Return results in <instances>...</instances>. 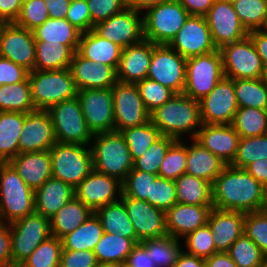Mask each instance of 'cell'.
Masks as SVG:
<instances>
[{
	"label": "cell",
	"mask_w": 267,
	"mask_h": 267,
	"mask_svg": "<svg viewBox=\"0 0 267 267\" xmlns=\"http://www.w3.org/2000/svg\"><path fill=\"white\" fill-rule=\"evenodd\" d=\"M263 186L245 169L227 165L212 184L213 207L251 213L258 211Z\"/></svg>",
	"instance_id": "6da1fadb"
},
{
	"label": "cell",
	"mask_w": 267,
	"mask_h": 267,
	"mask_svg": "<svg viewBox=\"0 0 267 267\" xmlns=\"http://www.w3.org/2000/svg\"><path fill=\"white\" fill-rule=\"evenodd\" d=\"M151 122L161 135L181 140L183 134L195 139L202 122L200 103L184 93L175 94L169 101L150 114ZM191 132V133H190Z\"/></svg>",
	"instance_id": "7a4b0ae2"
},
{
	"label": "cell",
	"mask_w": 267,
	"mask_h": 267,
	"mask_svg": "<svg viewBox=\"0 0 267 267\" xmlns=\"http://www.w3.org/2000/svg\"><path fill=\"white\" fill-rule=\"evenodd\" d=\"M92 140L93 169L123 182L133 168L123 135L117 131L105 132L93 135Z\"/></svg>",
	"instance_id": "3957f363"
},
{
	"label": "cell",
	"mask_w": 267,
	"mask_h": 267,
	"mask_svg": "<svg viewBox=\"0 0 267 267\" xmlns=\"http://www.w3.org/2000/svg\"><path fill=\"white\" fill-rule=\"evenodd\" d=\"M34 212V190L8 162L0 163V220L10 224Z\"/></svg>",
	"instance_id": "277c9868"
},
{
	"label": "cell",
	"mask_w": 267,
	"mask_h": 267,
	"mask_svg": "<svg viewBox=\"0 0 267 267\" xmlns=\"http://www.w3.org/2000/svg\"><path fill=\"white\" fill-rule=\"evenodd\" d=\"M31 97L36 110H48L78 95L69 68L53 71H31L28 74Z\"/></svg>",
	"instance_id": "5b68a950"
},
{
	"label": "cell",
	"mask_w": 267,
	"mask_h": 267,
	"mask_svg": "<svg viewBox=\"0 0 267 267\" xmlns=\"http://www.w3.org/2000/svg\"><path fill=\"white\" fill-rule=\"evenodd\" d=\"M145 10L144 39L154 44L168 45L190 16L179 0L161 2Z\"/></svg>",
	"instance_id": "8992f818"
},
{
	"label": "cell",
	"mask_w": 267,
	"mask_h": 267,
	"mask_svg": "<svg viewBox=\"0 0 267 267\" xmlns=\"http://www.w3.org/2000/svg\"><path fill=\"white\" fill-rule=\"evenodd\" d=\"M89 145L56 142L49 150L52 177L76 188L93 170Z\"/></svg>",
	"instance_id": "52a82bcc"
},
{
	"label": "cell",
	"mask_w": 267,
	"mask_h": 267,
	"mask_svg": "<svg viewBox=\"0 0 267 267\" xmlns=\"http://www.w3.org/2000/svg\"><path fill=\"white\" fill-rule=\"evenodd\" d=\"M225 77L219 49L208 54L187 58L183 93L200 101Z\"/></svg>",
	"instance_id": "ba28073f"
},
{
	"label": "cell",
	"mask_w": 267,
	"mask_h": 267,
	"mask_svg": "<svg viewBox=\"0 0 267 267\" xmlns=\"http://www.w3.org/2000/svg\"><path fill=\"white\" fill-rule=\"evenodd\" d=\"M51 116L57 142L89 145L93 134L83 116L78 97L51 106Z\"/></svg>",
	"instance_id": "9c48e42d"
},
{
	"label": "cell",
	"mask_w": 267,
	"mask_h": 267,
	"mask_svg": "<svg viewBox=\"0 0 267 267\" xmlns=\"http://www.w3.org/2000/svg\"><path fill=\"white\" fill-rule=\"evenodd\" d=\"M13 267H18L45 239L50 237V219L36 212L10 223Z\"/></svg>",
	"instance_id": "30bf717a"
},
{
	"label": "cell",
	"mask_w": 267,
	"mask_h": 267,
	"mask_svg": "<svg viewBox=\"0 0 267 267\" xmlns=\"http://www.w3.org/2000/svg\"><path fill=\"white\" fill-rule=\"evenodd\" d=\"M224 75L229 79H259L265 70L249 36L219 49Z\"/></svg>",
	"instance_id": "8fae6325"
},
{
	"label": "cell",
	"mask_w": 267,
	"mask_h": 267,
	"mask_svg": "<svg viewBox=\"0 0 267 267\" xmlns=\"http://www.w3.org/2000/svg\"><path fill=\"white\" fill-rule=\"evenodd\" d=\"M186 60L169 45L153 43V55L147 78L169 88L175 94L183 93Z\"/></svg>",
	"instance_id": "7c38bea8"
},
{
	"label": "cell",
	"mask_w": 267,
	"mask_h": 267,
	"mask_svg": "<svg viewBox=\"0 0 267 267\" xmlns=\"http://www.w3.org/2000/svg\"><path fill=\"white\" fill-rule=\"evenodd\" d=\"M115 131L144 125L150 121L136 84L117 82L112 87Z\"/></svg>",
	"instance_id": "4fadbf2b"
},
{
	"label": "cell",
	"mask_w": 267,
	"mask_h": 267,
	"mask_svg": "<svg viewBox=\"0 0 267 267\" xmlns=\"http://www.w3.org/2000/svg\"><path fill=\"white\" fill-rule=\"evenodd\" d=\"M77 97L93 135L115 131L112 88L79 90Z\"/></svg>",
	"instance_id": "5bb4252c"
},
{
	"label": "cell",
	"mask_w": 267,
	"mask_h": 267,
	"mask_svg": "<svg viewBox=\"0 0 267 267\" xmlns=\"http://www.w3.org/2000/svg\"><path fill=\"white\" fill-rule=\"evenodd\" d=\"M140 13L138 10L126 7L107 20L95 24L93 31L101 38L114 42L124 49L144 39L143 16Z\"/></svg>",
	"instance_id": "9a60e30c"
},
{
	"label": "cell",
	"mask_w": 267,
	"mask_h": 267,
	"mask_svg": "<svg viewBox=\"0 0 267 267\" xmlns=\"http://www.w3.org/2000/svg\"><path fill=\"white\" fill-rule=\"evenodd\" d=\"M199 103L202 124H232L238 110L233 79L224 77Z\"/></svg>",
	"instance_id": "2e32d148"
},
{
	"label": "cell",
	"mask_w": 267,
	"mask_h": 267,
	"mask_svg": "<svg viewBox=\"0 0 267 267\" xmlns=\"http://www.w3.org/2000/svg\"><path fill=\"white\" fill-rule=\"evenodd\" d=\"M168 45L186 59L217 50L204 16H189Z\"/></svg>",
	"instance_id": "e0dca14e"
},
{
	"label": "cell",
	"mask_w": 267,
	"mask_h": 267,
	"mask_svg": "<svg viewBox=\"0 0 267 267\" xmlns=\"http://www.w3.org/2000/svg\"><path fill=\"white\" fill-rule=\"evenodd\" d=\"M205 17L217 49L239 41L249 34L230 2L214 1Z\"/></svg>",
	"instance_id": "ac0fdd59"
},
{
	"label": "cell",
	"mask_w": 267,
	"mask_h": 267,
	"mask_svg": "<svg viewBox=\"0 0 267 267\" xmlns=\"http://www.w3.org/2000/svg\"><path fill=\"white\" fill-rule=\"evenodd\" d=\"M136 233V243L167 234L165 211L149 202L130 197H120Z\"/></svg>",
	"instance_id": "d6986e66"
},
{
	"label": "cell",
	"mask_w": 267,
	"mask_h": 267,
	"mask_svg": "<svg viewBox=\"0 0 267 267\" xmlns=\"http://www.w3.org/2000/svg\"><path fill=\"white\" fill-rule=\"evenodd\" d=\"M117 194L122 195V182L94 169L75 188V196L93 212L118 201Z\"/></svg>",
	"instance_id": "ffe728a7"
},
{
	"label": "cell",
	"mask_w": 267,
	"mask_h": 267,
	"mask_svg": "<svg viewBox=\"0 0 267 267\" xmlns=\"http://www.w3.org/2000/svg\"><path fill=\"white\" fill-rule=\"evenodd\" d=\"M19 154L49 151L57 142L51 116L47 110L25 113L19 138Z\"/></svg>",
	"instance_id": "44dd1931"
},
{
	"label": "cell",
	"mask_w": 267,
	"mask_h": 267,
	"mask_svg": "<svg viewBox=\"0 0 267 267\" xmlns=\"http://www.w3.org/2000/svg\"><path fill=\"white\" fill-rule=\"evenodd\" d=\"M0 57L34 71L35 39L33 32L15 23H8L1 36Z\"/></svg>",
	"instance_id": "7402d4cb"
},
{
	"label": "cell",
	"mask_w": 267,
	"mask_h": 267,
	"mask_svg": "<svg viewBox=\"0 0 267 267\" xmlns=\"http://www.w3.org/2000/svg\"><path fill=\"white\" fill-rule=\"evenodd\" d=\"M69 69L78 91L112 88L118 82L114 67L97 64L82 57L77 51L73 54Z\"/></svg>",
	"instance_id": "603a6c76"
},
{
	"label": "cell",
	"mask_w": 267,
	"mask_h": 267,
	"mask_svg": "<svg viewBox=\"0 0 267 267\" xmlns=\"http://www.w3.org/2000/svg\"><path fill=\"white\" fill-rule=\"evenodd\" d=\"M195 140L230 165L236 156L240 136L231 124H202Z\"/></svg>",
	"instance_id": "cb8c5ba5"
},
{
	"label": "cell",
	"mask_w": 267,
	"mask_h": 267,
	"mask_svg": "<svg viewBox=\"0 0 267 267\" xmlns=\"http://www.w3.org/2000/svg\"><path fill=\"white\" fill-rule=\"evenodd\" d=\"M212 208L213 205L175 203L165 212L167 234L176 239L186 237L207 224Z\"/></svg>",
	"instance_id": "d4e9b609"
},
{
	"label": "cell",
	"mask_w": 267,
	"mask_h": 267,
	"mask_svg": "<svg viewBox=\"0 0 267 267\" xmlns=\"http://www.w3.org/2000/svg\"><path fill=\"white\" fill-rule=\"evenodd\" d=\"M153 55V43L143 39L122 50L117 68V80L122 83L136 84L147 78Z\"/></svg>",
	"instance_id": "484cf974"
},
{
	"label": "cell",
	"mask_w": 267,
	"mask_h": 267,
	"mask_svg": "<svg viewBox=\"0 0 267 267\" xmlns=\"http://www.w3.org/2000/svg\"><path fill=\"white\" fill-rule=\"evenodd\" d=\"M245 213L212 208L208 226L213 234L216 252H227L244 234Z\"/></svg>",
	"instance_id": "4316f807"
},
{
	"label": "cell",
	"mask_w": 267,
	"mask_h": 267,
	"mask_svg": "<svg viewBox=\"0 0 267 267\" xmlns=\"http://www.w3.org/2000/svg\"><path fill=\"white\" fill-rule=\"evenodd\" d=\"M8 163L34 191L52 177L49 151L20 153Z\"/></svg>",
	"instance_id": "83f0119b"
},
{
	"label": "cell",
	"mask_w": 267,
	"mask_h": 267,
	"mask_svg": "<svg viewBox=\"0 0 267 267\" xmlns=\"http://www.w3.org/2000/svg\"><path fill=\"white\" fill-rule=\"evenodd\" d=\"M74 196L75 188L70 184L50 177L34 191L35 212L50 219Z\"/></svg>",
	"instance_id": "f1b7e54d"
},
{
	"label": "cell",
	"mask_w": 267,
	"mask_h": 267,
	"mask_svg": "<svg viewBox=\"0 0 267 267\" xmlns=\"http://www.w3.org/2000/svg\"><path fill=\"white\" fill-rule=\"evenodd\" d=\"M187 146L186 174L202 178L211 184L227 166L217 155L211 153L198 141L192 139Z\"/></svg>",
	"instance_id": "f546056e"
},
{
	"label": "cell",
	"mask_w": 267,
	"mask_h": 267,
	"mask_svg": "<svg viewBox=\"0 0 267 267\" xmlns=\"http://www.w3.org/2000/svg\"><path fill=\"white\" fill-rule=\"evenodd\" d=\"M120 46L116 43L101 38L93 30L83 32L80 37L77 52L84 58L97 64H106L118 68L122 55Z\"/></svg>",
	"instance_id": "4dcf8cb0"
},
{
	"label": "cell",
	"mask_w": 267,
	"mask_h": 267,
	"mask_svg": "<svg viewBox=\"0 0 267 267\" xmlns=\"http://www.w3.org/2000/svg\"><path fill=\"white\" fill-rule=\"evenodd\" d=\"M94 212L76 196L50 218L51 234L62 239L84 223Z\"/></svg>",
	"instance_id": "1f68e13d"
},
{
	"label": "cell",
	"mask_w": 267,
	"mask_h": 267,
	"mask_svg": "<svg viewBox=\"0 0 267 267\" xmlns=\"http://www.w3.org/2000/svg\"><path fill=\"white\" fill-rule=\"evenodd\" d=\"M25 113L0 111V163H7L19 154V138Z\"/></svg>",
	"instance_id": "d6a6232c"
},
{
	"label": "cell",
	"mask_w": 267,
	"mask_h": 267,
	"mask_svg": "<svg viewBox=\"0 0 267 267\" xmlns=\"http://www.w3.org/2000/svg\"><path fill=\"white\" fill-rule=\"evenodd\" d=\"M35 41L67 45L74 53L77 51L82 32L66 19L49 18L33 31Z\"/></svg>",
	"instance_id": "836d02e7"
},
{
	"label": "cell",
	"mask_w": 267,
	"mask_h": 267,
	"mask_svg": "<svg viewBox=\"0 0 267 267\" xmlns=\"http://www.w3.org/2000/svg\"><path fill=\"white\" fill-rule=\"evenodd\" d=\"M137 243L131 238L122 237L116 233L104 232L96 244L94 254L98 264H125L129 253Z\"/></svg>",
	"instance_id": "e575fe53"
},
{
	"label": "cell",
	"mask_w": 267,
	"mask_h": 267,
	"mask_svg": "<svg viewBox=\"0 0 267 267\" xmlns=\"http://www.w3.org/2000/svg\"><path fill=\"white\" fill-rule=\"evenodd\" d=\"M73 54L67 45L35 41L34 70L53 71L69 68Z\"/></svg>",
	"instance_id": "d590c367"
},
{
	"label": "cell",
	"mask_w": 267,
	"mask_h": 267,
	"mask_svg": "<svg viewBox=\"0 0 267 267\" xmlns=\"http://www.w3.org/2000/svg\"><path fill=\"white\" fill-rule=\"evenodd\" d=\"M94 213L101 222L103 232L116 233L136 242L133 224L121 199L97 209Z\"/></svg>",
	"instance_id": "8d00e7d4"
},
{
	"label": "cell",
	"mask_w": 267,
	"mask_h": 267,
	"mask_svg": "<svg viewBox=\"0 0 267 267\" xmlns=\"http://www.w3.org/2000/svg\"><path fill=\"white\" fill-rule=\"evenodd\" d=\"M177 202L191 205H213L212 184L184 173L175 180Z\"/></svg>",
	"instance_id": "74e56055"
},
{
	"label": "cell",
	"mask_w": 267,
	"mask_h": 267,
	"mask_svg": "<svg viewBox=\"0 0 267 267\" xmlns=\"http://www.w3.org/2000/svg\"><path fill=\"white\" fill-rule=\"evenodd\" d=\"M103 227L99 218L93 213L84 223L73 232L64 236L62 250H91L94 251L96 244L103 235Z\"/></svg>",
	"instance_id": "f35d334b"
},
{
	"label": "cell",
	"mask_w": 267,
	"mask_h": 267,
	"mask_svg": "<svg viewBox=\"0 0 267 267\" xmlns=\"http://www.w3.org/2000/svg\"><path fill=\"white\" fill-rule=\"evenodd\" d=\"M0 111L23 113L36 111L28 77L16 84L0 85Z\"/></svg>",
	"instance_id": "ab89813d"
},
{
	"label": "cell",
	"mask_w": 267,
	"mask_h": 267,
	"mask_svg": "<svg viewBox=\"0 0 267 267\" xmlns=\"http://www.w3.org/2000/svg\"><path fill=\"white\" fill-rule=\"evenodd\" d=\"M179 239L166 234L162 237L145 239L141 243L149 252L156 267H174L179 254L183 251Z\"/></svg>",
	"instance_id": "60d3db41"
},
{
	"label": "cell",
	"mask_w": 267,
	"mask_h": 267,
	"mask_svg": "<svg viewBox=\"0 0 267 267\" xmlns=\"http://www.w3.org/2000/svg\"><path fill=\"white\" fill-rule=\"evenodd\" d=\"M231 125L240 138L267 134V110L251 107L238 108Z\"/></svg>",
	"instance_id": "b9f144b4"
},
{
	"label": "cell",
	"mask_w": 267,
	"mask_h": 267,
	"mask_svg": "<svg viewBox=\"0 0 267 267\" xmlns=\"http://www.w3.org/2000/svg\"><path fill=\"white\" fill-rule=\"evenodd\" d=\"M233 85L238 108L251 107L267 110V89L262 78L235 79Z\"/></svg>",
	"instance_id": "7bdbcfd3"
},
{
	"label": "cell",
	"mask_w": 267,
	"mask_h": 267,
	"mask_svg": "<svg viewBox=\"0 0 267 267\" xmlns=\"http://www.w3.org/2000/svg\"><path fill=\"white\" fill-rule=\"evenodd\" d=\"M130 151L132 161L142 154L161 136L159 129L151 122L144 125L125 128L120 131Z\"/></svg>",
	"instance_id": "ee69618b"
},
{
	"label": "cell",
	"mask_w": 267,
	"mask_h": 267,
	"mask_svg": "<svg viewBox=\"0 0 267 267\" xmlns=\"http://www.w3.org/2000/svg\"><path fill=\"white\" fill-rule=\"evenodd\" d=\"M232 4L248 32L266 28L267 0H238Z\"/></svg>",
	"instance_id": "f6af8a7d"
},
{
	"label": "cell",
	"mask_w": 267,
	"mask_h": 267,
	"mask_svg": "<svg viewBox=\"0 0 267 267\" xmlns=\"http://www.w3.org/2000/svg\"><path fill=\"white\" fill-rule=\"evenodd\" d=\"M62 248V240L51 235L18 267H59Z\"/></svg>",
	"instance_id": "bcb514c9"
},
{
	"label": "cell",
	"mask_w": 267,
	"mask_h": 267,
	"mask_svg": "<svg viewBox=\"0 0 267 267\" xmlns=\"http://www.w3.org/2000/svg\"><path fill=\"white\" fill-rule=\"evenodd\" d=\"M175 141L172 137L161 135L141 157L133 161V169L158 175L160 165Z\"/></svg>",
	"instance_id": "7dc6e473"
},
{
	"label": "cell",
	"mask_w": 267,
	"mask_h": 267,
	"mask_svg": "<svg viewBox=\"0 0 267 267\" xmlns=\"http://www.w3.org/2000/svg\"><path fill=\"white\" fill-rule=\"evenodd\" d=\"M267 158V134L240 138L236 156L230 164L245 169L256 160Z\"/></svg>",
	"instance_id": "c3c4849f"
},
{
	"label": "cell",
	"mask_w": 267,
	"mask_h": 267,
	"mask_svg": "<svg viewBox=\"0 0 267 267\" xmlns=\"http://www.w3.org/2000/svg\"><path fill=\"white\" fill-rule=\"evenodd\" d=\"M238 267H260L266 258L252 239L243 234L227 251Z\"/></svg>",
	"instance_id": "681fc988"
},
{
	"label": "cell",
	"mask_w": 267,
	"mask_h": 267,
	"mask_svg": "<svg viewBox=\"0 0 267 267\" xmlns=\"http://www.w3.org/2000/svg\"><path fill=\"white\" fill-rule=\"evenodd\" d=\"M187 145L176 140L168 149L159 168L158 176L175 181L186 172Z\"/></svg>",
	"instance_id": "f907efd6"
},
{
	"label": "cell",
	"mask_w": 267,
	"mask_h": 267,
	"mask_svg": "<svg viewBox=\"0 0 267 267\" xmlns=\"http://www.w3.org/2000/svg\"><path fill=\"white\" fill-rule=\"evenodd\" d=\"M136 85L138 87L140 97L150 114L175 95V93L169 88L148 78L137 82Z\"/></svg>",
	"instance_id": "816d5d0a"
},
{
	"label": "cell",
	"mask_w": 267,
	"mask_h": 267,
	"mask_svg": "<svg viewBox=\"0 0 267 267\" xmlns=\"http://www.w3.org/2000/svg\"><path fill=\"white\" fill-rule=\"evenodd\" d=\"M158 175L138 171L132 168L122 182L121 197H130L146 201L150 196L151 183Z\"/></svg>",
	"instance_id": "f5cc1de1"
},
{
	"label": "cell",
	"mask_w": 267,
	"mask_h": 267,
	"mask_svg": "<svg viewBox=\"0 0 267 267\" xmlns=\"http://www.w3.org/2000/svg\"><path fill=\"white\" fill-rule=\"evenodd\" d=\"M146 201L166 212L177 203L175 181L157 176L151 183L150 196Z\"/></svg>",
	"instance_id": "db71d44e"
},
{
	"label": "cell",
	"mask_w": 267,
	"mask_h": 267,
	"mask_svg": "<svg viewBox=\"0 0 267 267\" xmlns=\"http://www.w3.org/2000/svg\"><path fill=\"white\" fill-rule=\"evenodd\" d=\"M184 238L187 248L185 252L188 254L206 259L216 253L213 234L208 224L199 227Z\"/></svg>",
	"instance_id": "11a10c76"
},
{
	"label": "cell",
	"mask_w": 267,
	"mask_h": 267,
	"mask_svg": "<svg viewBox=\"0 0 267 267\" xmlns=\"http://www.w3.org/2000/svg\"><path fill=\"white\" fill-rule=\"evenodd\" d=\"M49 18L44 0H27L23 2L15 24L33 31L38 26L44 24Z\"/></svg>",
	"instance_id": "9f6ffc18"
},
{
	"label": "cell",
	"mask_w": 267,
	"mask_h": 267,
	"mask_svg": "<svg viewBox=\"0 0 267 267\" xmlns=\"http://www.w3.org/2000/svg\"><path fill=\"white\" fill-rule=\"evenodd\" d=\"M244 234L252 239L267 257V216L259 211L245 213Z\"/></svg>",
	"instance_id": "6f0895ef"
},
{
	"label": "cell",
	"mask_w": 267,
	"mask_h": 267,
	"mask_svg": "<svg viewBox=\"0 0 267 267\" xmlns=\"http://www.w3.org/2000/svg\"><path fill=\"white\" fill-rule=\"evenodd\" d=\"M87 4L91 15V30L95 24L107 20L126 8L123 0H88Z\"/></svg>",
	"instance_id": "680465c9"
},
{
	"label": "cell",
	"mask_w": 267,
	"mask_h": 267,
	"mask_svg": "<svg viewBox=\"0 0 267 267\" xmlns=\"http://www.w3.org/2000/svg\"><path fill=\"white\" fill-rule=\"evenodd\" d=\"M78 30L88 32L91 30V15L87 1L71 0L67 16L65 18Z\"/></svg>",
	"instance_id": "91938a15"
},
{
	"label": "cell",
	"mask_w": 267,
	"mask_h": 267,
	"mask_svg": "<svg viewBox=\"0 0 267 267\" xmlns=\"http://www.w3.org/2000/svg\"><path fill=\"white\" fill-rule=\"evenodd\" d=\"M97 264L94 251L62 250L59 267H95Z\"/></svg>",
	"instance_id": "94428289"
},
{
	"label": "cell",
	"mask_w": 267,
	"mask_h": 267,
	"mask_svg": "<svg viewBox=\"0 0 267 267\" xmlns=\"http://www.w3.org/2000/svg\"><path fill=\"white\" fill-rule=\"evenodd\" d=\"M29 71L9 59L0 57V85L16 84L28 77Z\"/></svg>",
	"instance_id": "6125c7cd"
},
{
	"label": "cell",
	"mask_w": 267,
	"mask_h": 267,
	"mask_svg": "<svg viewBox=\"0 0 267 267\" xmlns=\"http://www.w3.org/2000/svg\"><path fill=\"white\" fill-rule=\"evenodd\" d=\"M0 267H13L10 224L0 220Z\"/></svg>",
	"instance_id": "be15d7a7"
},
{
	"label": "cell",
	"mask_w": 267,
	"mask_h": 267,
	"mask_svg": "<svg viewBox=\"0 0 267 267\" xmlns=\"http://www.w3.org/2000/svg\"><path fill=\"white\" fill-rule=\"evenodd\" d=\"M125 265L128 267H156L155 261L152 260L145 246L139 242L129 253Z\"/></svg>",
	"instance_id": "e7e4bbea"
},
{
	"label": "cell",
	"mask_w": 267,
	"mask_h": 267,
	"mask_svg": "<svg viewBox=\"0 0 267 267\" xmlns=\"http://www.w3.org/2000/svg\"><path fill=\"white\" fill-rule=\"evenodd\" d=\"M21 0H0V20L7 23H15L21 7Z\"/></svg>",
	"instance_id": "03108f58"
},
{
	"label": "cell",
	"mask_w": 267,
	"mask_h": 267,
	"mask_svg": "<svg viewBox=\"0 0 267 267\" xmlns=\"http://www.w3.org/2000/svg\"><path fill=\"white\" fill-rule=\"evenodd\" d=\"M248 36L251 38L256 52L262 59L265 70H267V30H253L249 32Z\"/></svg>",
	"instance_id": "003e7915"
},
{
	"label": "cell",
	"mask_w": 267,
	"mask_h": 267,
	"mask_svg": "<svg viewBox=\"0 0 267 267\" xmlns=\"http://www.w3.org/2000/svg\"><path fill=\"white\" fill-rule=\"evenodd\" d=\"M190 16H206L214 0H179Z\"/></svg>",
	"instance_id": "a7ac6f4b"
},
{
	"label": "cell",
	"mask_w": 267,
	"mask_h": 267,
	"mask_svg": "<svg viewBox=\"0 0 267 267\" xmlns=\"http://www.w3.org/2000/svg\"><path fill=\"white\" fill-rule=\"evenodd\" d=\"M49 17L52 19H65L71 0H44Z\"/></svg>",
	"instance_id": "89a4df30"
},
{
	"label": "cell",
	"mask_w": 267,
	"mask_h": 267,
	"mask_svg": "<svg viewBox=\"0 0 267 267\" xmlns=\"http://www.w3.org/2000/svg\"><path fill=\"white\" fill-rule=\"evenodd\" d=\"M245 170L262 186L267 185V158L256 160L249 164Z\"/></svg>",
	"instance_id": "2644e50d"
},
{
	"label": "cell",
	"mask_w": 267,
	"mask_h": 267,
	"mask_svg": "<svg viewBox=\"0 0 267 267\" xmlns=\"http://www.w3.org/2000/svg\"><path fill=\"white\" fill-rule=\"evenodd\" d=\"M205 267H238L227 252H216L205 259Z\"/></svg>",
	"instance_id": "8c879c8a"
},
{
	"label": "cell",
	"mask_w": 267,
	"mask_h": 267,
	"mask_svg": "<svg viewBox=\"0 0 267 267\" xmlns=\"http://www.w3.org/2000/svg\"><path fill=\"white\" fill-rule=\"evenodd\" d=\"M174 267H205V259L182 251Z\"/></svg>",
	"instance_id": "753ad0ef"
},
{
	"label": "cell",
	"mask_w": 267,
	"mask_h": 267,
	"mask_svg": "<svg viewBox=\"0 0 267 267\" xmlns=\"http://www.w3.org/2000/svg\"><path fill=\"white\" fill-rule=\"evenodd\" d=\"M165 1L168 0H123L127 8L138 10L140 12H143V10L145 11V9H147L148 7L157 5Z\"/></svg>",
	"instance_id": "34e18365"
},
{
	"label": "cell",
	"mask_w": 267,
	"mask_h": 267,
	"mask_svg": "<svg viewBox=\"0 0 267 267\" xmlns=\"http://www.w3.org/2000/svg\"><path fill=\"white\" fill-rule=\"evenodd\" d=\"M258 211L267 216V185L263 186L262 201Z\"/></svg>",
	"instance_id": "11e5206c"
},
{
	"label": "cell",
	"mask_w": 267,
	"mask_h": 267,
	"mask_svg": "<svg viewBox=\"0 0 267 267\" xmlns=\"http://www.w3.org/2000/svg\"><path fill=\"white\" fill-rule=\"evenodd\" d=\"M7 24H8L7 22L0 20V45H1V36H2V33H3V30H4L5 26Z\"/></svg>",
	"instance_id": "2a66077c"
},
{
	"label": "cell",
	"mask_w": 267,
	"mask_h": 267,
	"mask_svg": "<svg viewBox=\"0 0 267 267\" xmlns=\"http://www.w3.org/2000/svg\"><path fill=\"white\" fill-rule=\"evenodd\" d=\"M262 80H263L265 87L267 89V70H264L263 75H262Z\"/></svg>",
	"instance_id": "b9fcfbb0"
},
{
	"label": "cell",
	"mask_w": 267,
	"mask_h": 267,
	"mask_svg": "<svg viewBox=\"0 0 267 267\" xmlns=\"http://www.w3.org/2000/svg\"><path fill=\"white\" fill-rule=\"evenodd\" d=\"M95 267H115V265H111V264H97Z\"/></svg>",
	"instance_id": "09005b40"
},
{
	"label": "cell",
	"mask_w": 267,
	"mask_h": 267,
	"mask_svg": "<svg viewBox=\"0 0 267 267\" xmlns=\"http://www.w3.org/2000/svg\"><path fill=\"white\" fill-rule=\"evenodd\" d=\"M260 267H267V257L264 259V261Z\"/></svg>",
	"instance_id": "979ff035"
},
{
	"label": "cell",
	"mask_w": 267,
	"mask_h": 267,
	"mask_svg": "<svg viewBox=\"0 0 267 267\" xmlns=\"http://www.w3.org/2000/svg\"><path fill=\"white\" fill-rule=\"evenodd\" d=\"M214 1H218V2H230V3L233 2V0H214Z\"/></svg>",
	"instance_id": "deb4b68c"
},
{
	"label": "cell",
	"mask_w": 267,
	"mask_h": 267,
	"mask_svg": "<svg viewBox=\"0 0 267 267\" xmlns=\"http://www.w3.org/2000/svg\"><path fill=\"white\" fill-rule=\"evenodd\" d=\"M115 267H128V266L125 265V264H121V265H117V266H115Z\"/></svg>",
	"instance_id": "67dfc351"
}]
</instances>
